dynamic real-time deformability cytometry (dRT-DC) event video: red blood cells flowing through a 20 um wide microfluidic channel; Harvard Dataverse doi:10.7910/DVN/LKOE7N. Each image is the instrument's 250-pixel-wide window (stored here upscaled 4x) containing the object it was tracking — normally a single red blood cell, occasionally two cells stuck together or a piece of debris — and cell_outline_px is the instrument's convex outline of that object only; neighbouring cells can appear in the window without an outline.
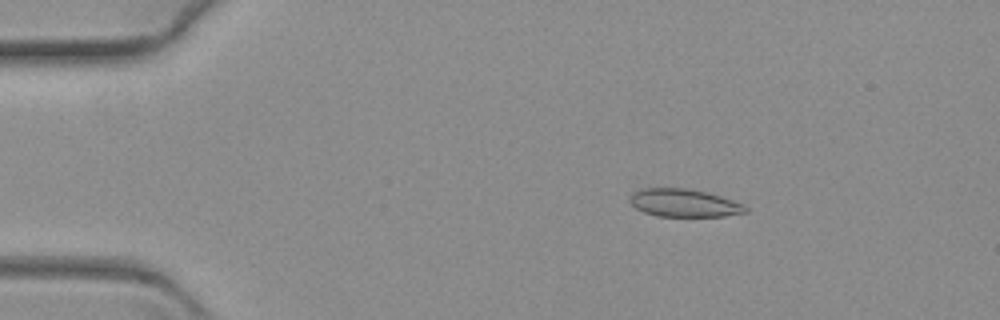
{"species": "common noctule bat (a hibernating species)", "species_latin": "Nyctalus noctula", "temperature_condition": "warm", "stored_images_in_passage": 58, "camera_frame_rate_fps": 3000, "um_per_image_px": 0.085, "animal": {"sex": "female", "body_mass_g": 19.3, "forearm_length_mm": 54.1}, "frame": {"image": 1, "passage_image": 5, "time_ms": 1.333, "image_size_px": [1000, 320], "cell_outline_px": [[748, 212], [724, 216], [656, 216], [644, 212], [636, 208], [628, 200], [628, 196], [632, 192], [644, 188], [684, 188], [704, 192], [720, 196], [744, 204], [748, 208]], "centroid_in_image_um": [58.12, 17.25], "position_along_channel_um": 26.9, "area_um2": 18.79}}
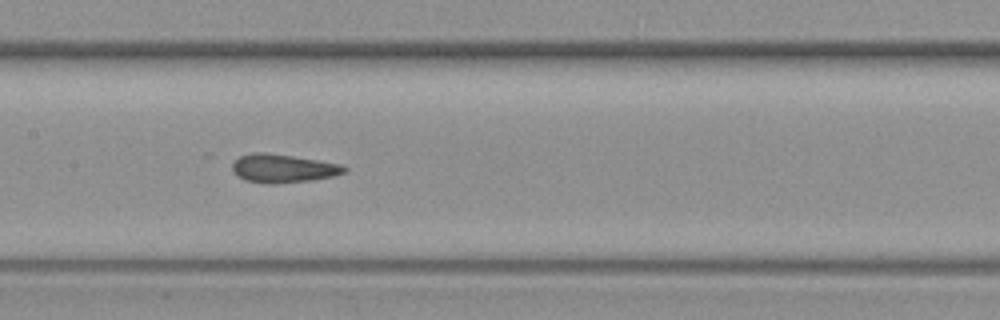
{"frame": {"image": 2, "passage_image": 26, "time_ms": 8.333, "image_size_px": [1000, 320], "cell_outline_px": [[348, 172], [336, 176], [312, 180], [276, 184], [268, 184], [244, 180], [236, 176], [232, 172], [232, 164], [240, 156], [252, 152], [264, 152], [292, 156], [344, 164], [348, 168]], "centroid_in_image_um": [24.09, 14.32], "position_along_channel_um": 183.3, "area_um2": 18.96}}
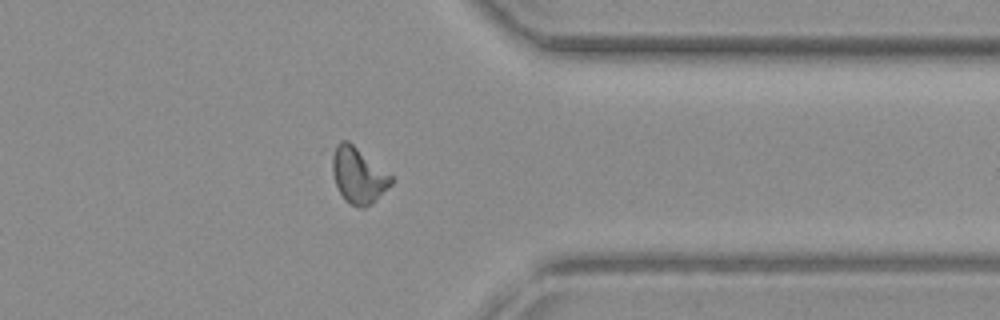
{"frame": {"image": 3, "passage_image": 45, "time_ms": 14.667, "image_size_px": [1000, 320], "cell_outline_px": [[392, 184], [372, 204], [364, 208], [360, 208], [348, 204], [344, 200], [336, 184], [332, 172], [328, 152], [328, 148], [340, 140], [348, 140], [392, 176]], "centroid_in_image_um": [30.37, 14.86], "position_along_channel_um": 381.0, "area_um2": 19.77}}